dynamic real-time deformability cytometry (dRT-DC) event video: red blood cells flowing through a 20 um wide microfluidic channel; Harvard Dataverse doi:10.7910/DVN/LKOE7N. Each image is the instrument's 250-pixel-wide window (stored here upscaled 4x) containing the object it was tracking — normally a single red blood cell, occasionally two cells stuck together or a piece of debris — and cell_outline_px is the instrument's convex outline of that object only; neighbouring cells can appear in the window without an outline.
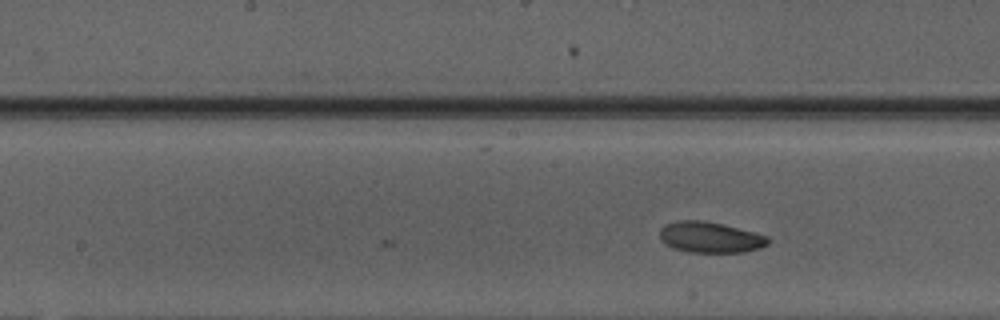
{"species": "Egyptian fruit bat (a non-hibernating species)", "species_latin": "Rousettus aegyptiacus", "temperature_condition": "warm", "stored_images_in_passage": 12, "camera_frame_rate_fps": 3000, "um_per_image_px": 0.085, "animal": {"sex": "male"}, "frame": {"image": 1, "passage_image": 12, "time_ms": 3.667, "image_size_px": [1000, 320], "cell_outline_px": [[772, 240], [768, 244], [760, 248], [744, 252], [688, 252], [672, 248], [664, 244], [660, 240], [660, 228], [664, 224], [680, 220], [704, 220], [724, 224], [756, 232], [768, 236]], "centroid_in_image_um": [60.37, 20.16], "position_along_channel_um": 187.8, "area_um2": 19.88}}